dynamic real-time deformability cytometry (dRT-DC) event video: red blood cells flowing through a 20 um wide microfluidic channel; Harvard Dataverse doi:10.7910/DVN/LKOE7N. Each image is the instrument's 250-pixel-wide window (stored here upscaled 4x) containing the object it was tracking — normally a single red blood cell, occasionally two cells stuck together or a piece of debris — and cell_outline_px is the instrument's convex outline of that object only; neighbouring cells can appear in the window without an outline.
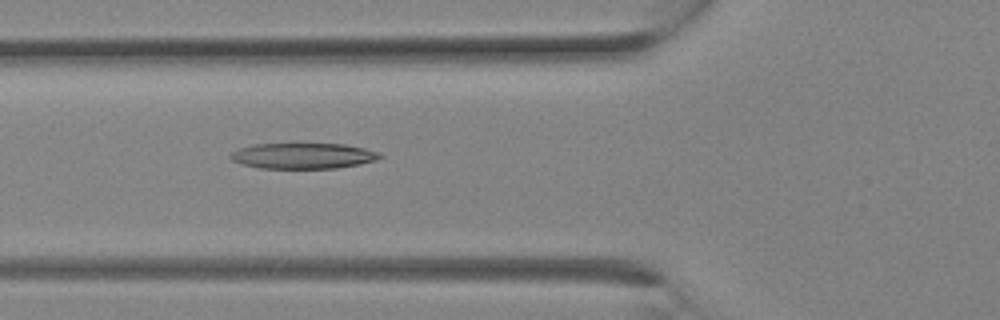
{"species": "Egyptian fruit bat (a non-hibernating species)", "species_latin": "Rousettus aegyptiacus", "temperature_condition": "room temperature", "stored_images_in_passage": 5, "camera_frame_rate_fps": 3000, "um_per_image_px": 0.085, "animal": {"sex": "female"}, "frame": {"image": 1, "passage_image": 5, "time_ms": 1.333, "image_size_px": [1000, 320], "cell_outline_px": [[384, 156], [376, 160], [360, 164], [336, 168], [260, 168], [240, 164], [232, 160], [228, 156], [232, 152], [240, 148], [252, 144], [344, 144], [364, 148], [380, 152]], "centroid_in_image_um": [25.76, 13.25], "position_along_channel_um": 100.0, "area_um2": 22.43}}